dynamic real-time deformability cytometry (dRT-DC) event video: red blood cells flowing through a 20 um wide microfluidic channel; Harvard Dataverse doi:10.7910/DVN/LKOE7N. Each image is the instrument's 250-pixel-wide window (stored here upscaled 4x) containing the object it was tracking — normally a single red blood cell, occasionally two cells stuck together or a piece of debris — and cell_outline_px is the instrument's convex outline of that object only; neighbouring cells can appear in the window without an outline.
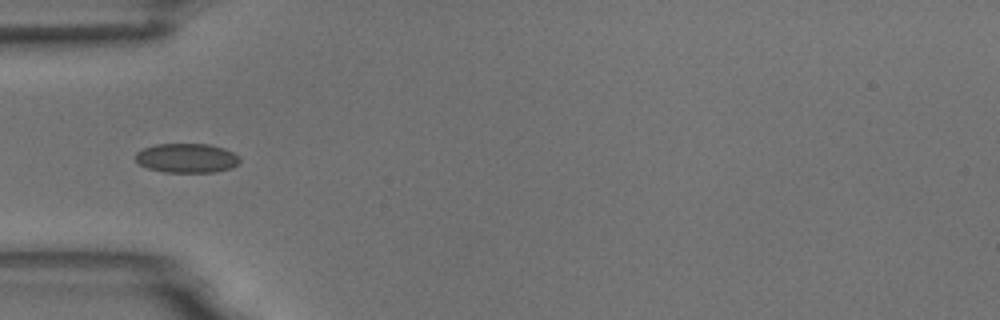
{"species": "common noctule bat (a hibernating species)", "species_latin": "Nyctalus noctula", "temperature_condition": "room temperature", "stored_images_in_passage": 6, "camera_frame_rate_fps": 3000, "um_per_image_px": 0.085, "animal": {"sex": "male", "body_mass_g": 18.8}, "frame": {"image": 1, "passage_image": 4, "time_ms": 1.0, "image_size_px": [1000, 320], "cell_outline_px": [[240, 164], [232, 168], [216, 172], [164, 172], [148, 168], [140, 164], [136, 160], [136, 152], [144, 148], [156, 144], [208, 144], [224, 148], [240, 156]], "centroid_in_image_um": [15.92, 13.44], "position_along_channel_um": 69.1, "area_um2": 17.92}}